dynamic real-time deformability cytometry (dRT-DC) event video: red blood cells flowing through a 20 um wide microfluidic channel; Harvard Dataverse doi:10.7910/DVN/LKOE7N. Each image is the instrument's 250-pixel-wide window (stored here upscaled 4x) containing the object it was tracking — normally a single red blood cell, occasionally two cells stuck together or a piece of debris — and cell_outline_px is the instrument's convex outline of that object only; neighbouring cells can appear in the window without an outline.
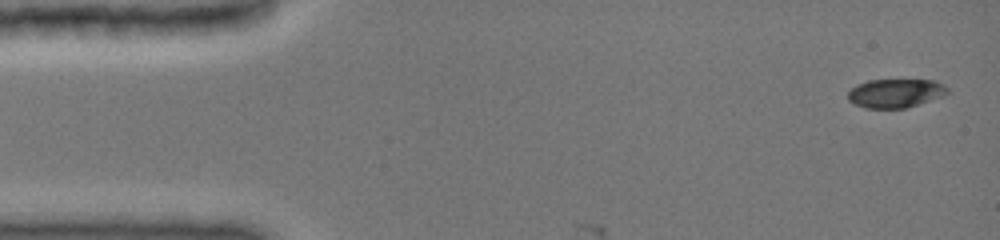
{"species": "common noctule bat (a hibernating species)", "species_latin": "Nyctalus noctula", "temperature_condition": "cold", "stored_images_in_passage": 4, "camera_frame_rate_fps": 3000, "um_per_image_px": 0.085, "animal": {"sex": "female", "body_mass_g": 19.0, "forearm_length_mm": 51.5}, "frame": {"image": 1, "passage_image": 1, "time_ms": 0.0, "image_size_px": [1000, 240], "cell_outline_px": [[948, 92], [944, 96], [904, 108], [864, 108], [848, 100], [848, 92], [856, 84], [868, 80], [932, 80], [944, 84], [948, 88]], "centroid_in_image_um": [76.11, 7.92], "position_along_channel_um": 8.9, "area_um2": 16.65}}